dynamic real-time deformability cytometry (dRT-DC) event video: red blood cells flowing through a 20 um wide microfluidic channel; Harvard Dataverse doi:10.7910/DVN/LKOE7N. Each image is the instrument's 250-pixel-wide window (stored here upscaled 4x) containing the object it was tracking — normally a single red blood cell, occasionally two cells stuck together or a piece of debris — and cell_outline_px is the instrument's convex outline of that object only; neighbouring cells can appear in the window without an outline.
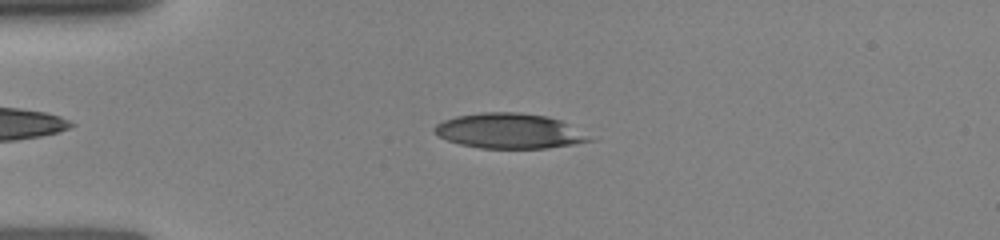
{"species": "human", "species_latin": "Homo sapiens", "temperature_condition": "room temperature", "stored_images_in_passage": 23, "camera_frame_rate_fps": 3000, "um_per_image_px": 0.085, "donor": {"sex": "female"}, "frame": {"image": 1, "passage_image": 10, "time_ms": 3.333, "image_size_px": [1000, 240], "cell_outline_px": [[596, 140], [548, 148], [480, 148], [460, 144], [448, 140], [432, 132], [432, 128], [436, 124], [444, 120], [456, 116], [480, 112], [516, 112], [548, 116], [560, 120]], "centroid_in_image_um": [43.25, 11.13], "position_along_channel_um": 41.7, "area_um2": 31.56}}
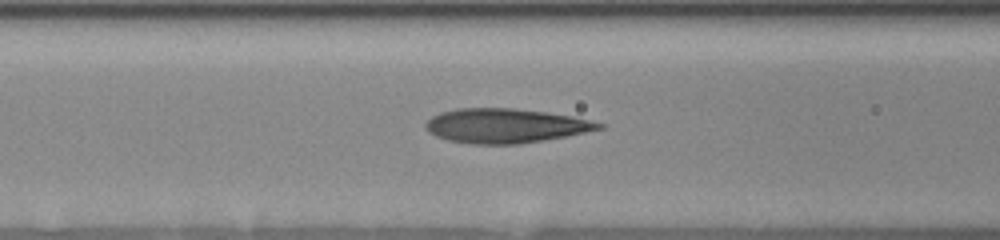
{"frame": {"image": 2, "passage_image": 19, "time_ms": 6.0, "image_size_px": [1000, 240], "cell_outline_px": [[604, 128], [544, 140], [516, 144], [472, 144], [448, 140], [436, 136], [428, 132], [424, 128], [424, 124], [432, 116], [440, 112], [456, 108], [512, 108], [548, 112], [572, 116], [604, 124]], "centroid_in_image_um": [42.9, 10.68], "position_along_channel_um": 123.7, "area_um2": 34.62}}
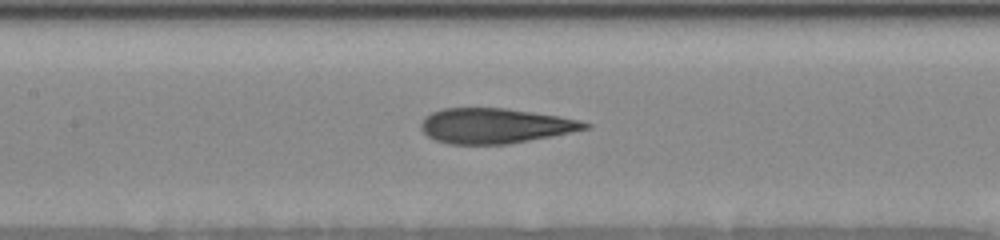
{"frame": {"image": 3, "passage_image": 22, "time_ms": 7.0, "image_size_px": [1000, 240], "cell_outline_px": [[592, 128], [552, 136], [508, 144], [448, 144], [436, 140], [428, 136], [420, 128], [420, 124], [424, 116], [432, 112], [444, 108], [504, 108], [560, 116], [580, 120], [592, 124]], "centroid_in_image_um": [42.1, 10.69], "position_along_channel_um": 165.3, "area_um2": 33.64}}